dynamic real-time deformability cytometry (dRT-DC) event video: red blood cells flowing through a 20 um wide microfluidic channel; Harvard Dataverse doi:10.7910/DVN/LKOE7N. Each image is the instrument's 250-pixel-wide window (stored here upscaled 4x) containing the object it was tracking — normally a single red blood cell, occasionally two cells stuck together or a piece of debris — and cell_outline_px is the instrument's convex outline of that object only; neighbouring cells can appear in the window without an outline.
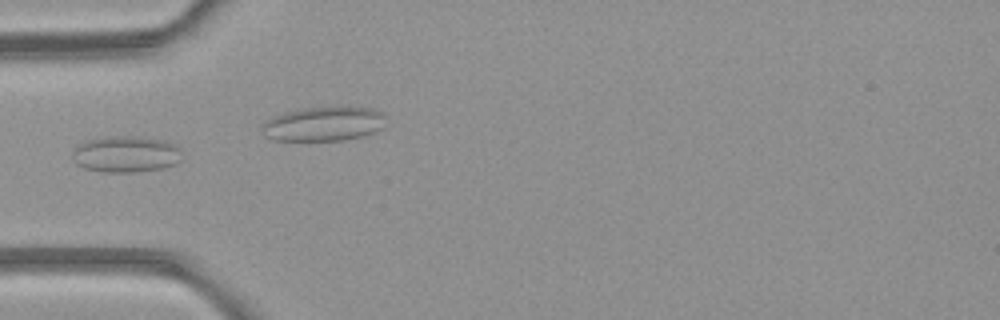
{"species": "common noctule bat (a hibernating species)", "species_latin": "Nyctalus noctula", "temperature_condition": "room temperature", "stored_images_in_passage": 4, "camera_frame_rate_fps": 3000, "um_per_image_px": 0.085, "animal": {"sex": "female", "body_mass_g": 21.9}, "frame": {"image": 1, "passage_image": 4, "time_ms": 3.667, "image_size_px": [1000, 320], "cell_outline_px": [[184, 160], [176, 164], [164, 168], [136, 172], [100, 172], [84, 168], [76, 164], [72, 156], [72, 152], [76, 144], [84, 140], [104, 136], [136, 136], [164, 140], [176, 144], [180, 148]], "centroid_in_image_um": [10.71, 13.1], "position_along_channel_um": 74.3, "area_um2": 23.99}}